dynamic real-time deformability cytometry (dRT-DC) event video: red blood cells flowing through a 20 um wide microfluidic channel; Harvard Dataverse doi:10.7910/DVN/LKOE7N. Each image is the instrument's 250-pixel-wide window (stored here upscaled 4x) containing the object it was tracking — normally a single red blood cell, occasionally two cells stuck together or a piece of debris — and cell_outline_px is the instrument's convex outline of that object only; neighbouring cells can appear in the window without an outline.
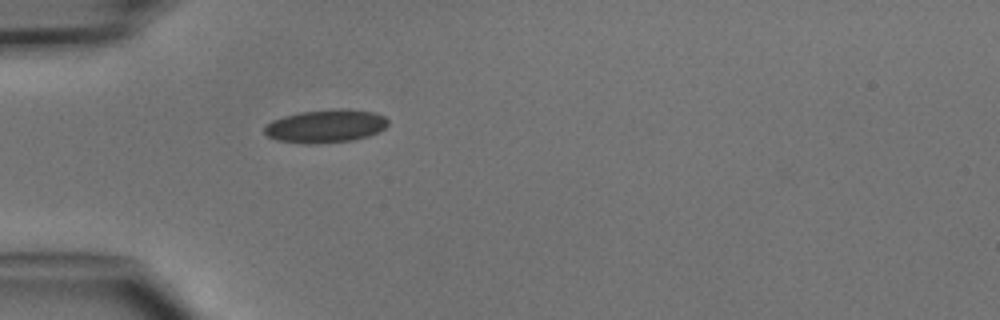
{"species": "common noctule bat (a hibernating species)", "species_latin": "Nyctalus noctula", "temperature_condition": "cold", "stored_images_in_passage": 1, "camera_frame_rate_fps": 3000, "um_per_image_px": 0.085, "animal": {"sex": "male", "body_mass_g": 15.6}, "frame": {"image": 1, "passage_image": 1, "time_ms": 0.0, "image_size_px": [1000, 320], "cell_outline_px": [[388, 124], [384, 128], [368, 136], [352, 140], [316, 144], [308, 144], [276, 140], [268, 136], [264, 132], [264, 128], [272, 120], [284, 116], [300, 112], [340, 108], [344, 108], [376, 112], [384, 116], [388, 120]], "centroid_in_image_um": [27.69, 10.71], "position_along_channel_um": 57.3, "area_um2": 23.87}}